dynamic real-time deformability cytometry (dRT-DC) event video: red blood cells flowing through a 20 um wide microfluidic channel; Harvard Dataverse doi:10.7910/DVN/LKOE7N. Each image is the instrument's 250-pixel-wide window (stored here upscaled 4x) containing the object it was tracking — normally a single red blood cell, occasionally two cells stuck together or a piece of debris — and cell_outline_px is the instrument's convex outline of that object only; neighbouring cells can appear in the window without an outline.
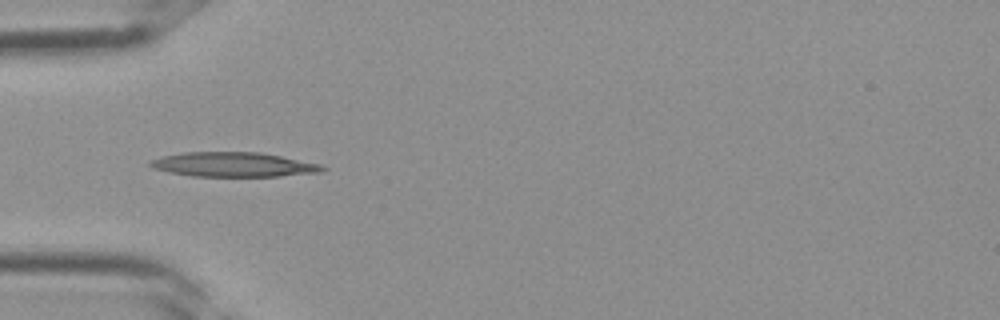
{"species": "Egyptian fruit bat (a non-hibernating species)", "species_latin": "Rousettus aegyptiacus", "temperature_condition": "room temperature", "stored_images_in_passage": 29, "camera_frame_rate_fps": 3000, "um_per_image_px": 0.085, "frame": {"image": 1, "passage_image": 4, "time_ms": 1.0, "image_size_px": [1000, 320], "cell_outline_px": [[328, 168], [324, 172], [280, 176], [192, 176], [168, 172], [152, 168], [148, 164], [148, 160], [160, 156], [184, 152], [260, 152], [320, 164]], "centroid_in_image_um": [19.81, 13.98], "position_along_channel_um": 65.2, "area_um2": 24.8}}
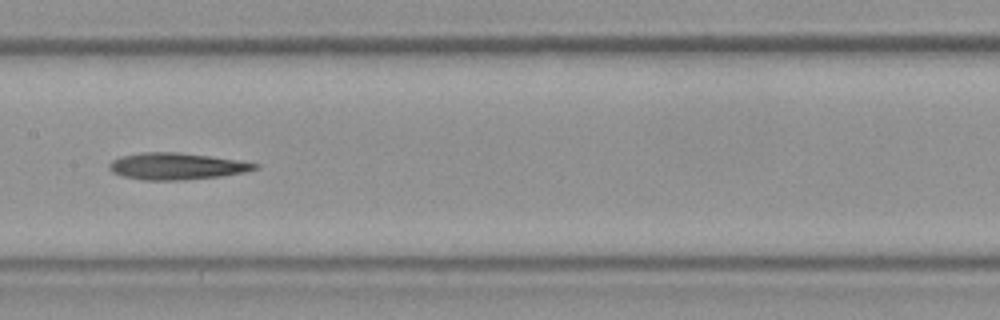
{"frame": {"image": 2, "passage_image": 11, "time_ms": 3.333, "image_size_px": [1000, 320], "cell_outline_px": [[260, 168], [244, 172], [220, 176], [184, 180], [140, 180], [120, 176], [112, 172], [108, 168], [108, 164], [112, 160], [120, 156], [140, 152], [180, 152], [212, 156], [240, 160], [260, 164]], "centroid_in_image_um": [14.99, 14.12], "position_along_channel_um": 192.4, "area_um2": 23.06}}
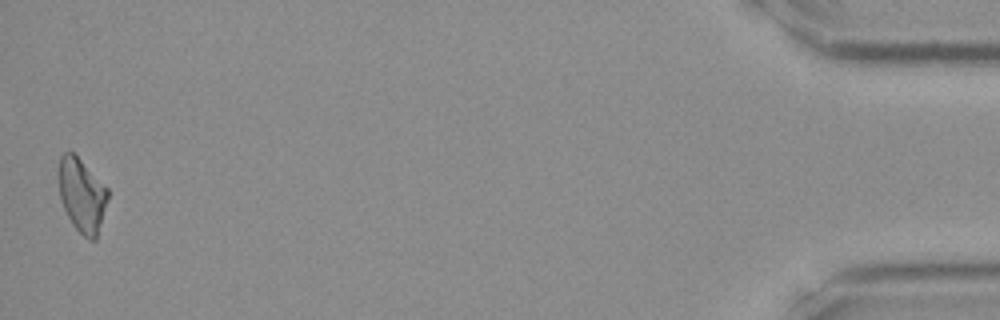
{"frame": {"image": 3, "passage_image": 29, "time_ms": 9.333, "image_size_px": [1000, 320], "cell_outline_px": [[108, 200], [96, 240], [92, 240], [84, 236], [72, 224], [60, 200], [56, 176], [56, 172], [60, 156], [64, 152], [72, 152], [108, 188]], "centroid_in_image_um": [6.92, 16.57], "position_along_channel_um": 428.3, "area_um2": 21.33}}